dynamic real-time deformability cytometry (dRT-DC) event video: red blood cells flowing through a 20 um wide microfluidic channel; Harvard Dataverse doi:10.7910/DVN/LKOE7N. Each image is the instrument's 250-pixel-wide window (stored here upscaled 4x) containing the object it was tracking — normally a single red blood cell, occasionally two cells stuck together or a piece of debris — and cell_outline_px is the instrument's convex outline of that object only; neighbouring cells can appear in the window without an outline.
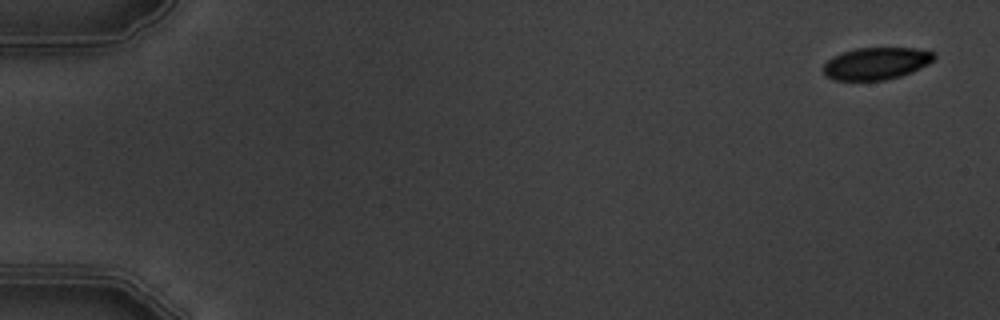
{"species": "common noctule bat (a hibernating species)", "species_latin": "Nyctalus noctula", "temperature_condition": "warm", "stored_images_in_passage": 4, "camera_frame_rate_fps": 3000, "um_per_image_px": 0.085, "animal": {"sex": "male", "body_mass_g": 19.5, "forearm_length_mm": 54.6}, "frame": {"image": 1, "passage_image": 1, "time_ms": 0.0, "image_size_px": [1000, 320], "cell_outline_px": [[936, 56], [928, 64], [912, 72], [900, 76], [884, 80], [836, 80], [828, 76], [824, 72], [824, 64], [832, 56], [840, 52], [856, 48], [916, 48], [936, 52]], "centroid_in_image_um": [74.5, 5.38], "position_along_channel_um": 10.5, "area_um2": 20.75}}